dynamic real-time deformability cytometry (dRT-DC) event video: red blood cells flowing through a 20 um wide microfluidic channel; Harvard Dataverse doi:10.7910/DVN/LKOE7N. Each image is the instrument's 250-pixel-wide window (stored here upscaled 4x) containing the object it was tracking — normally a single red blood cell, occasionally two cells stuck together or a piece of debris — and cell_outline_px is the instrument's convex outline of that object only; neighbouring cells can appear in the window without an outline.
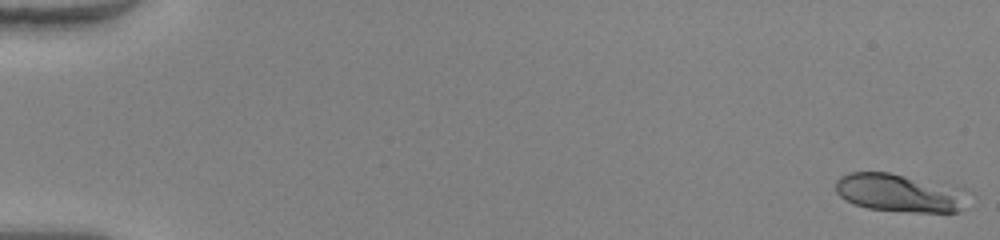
{"species": "human", "species_latin": "Homo sapiens", "temperature_condition": "warm", "stored_images_in_passage": 51, "camera_frame_rate_fps": 3000, "um_per_image_px": 0.085, "donor": {"sex": "female"}, "frame": {"image": 1, "passage_image": 1, "time_ms": 0.0, "image_size_px": [1000, 240], "cell_outline_px": [[964, 208], [960, 212], [912, 212], [868, 208], [844, 200], [836, 192], [836, 180], [840, 176], [848, 172], [888, 172], [964, 188]], "centroid_in_image_um": [76.43, 16.39], "position_along_channel_um": 8.6, "area_um2": 29.3}}
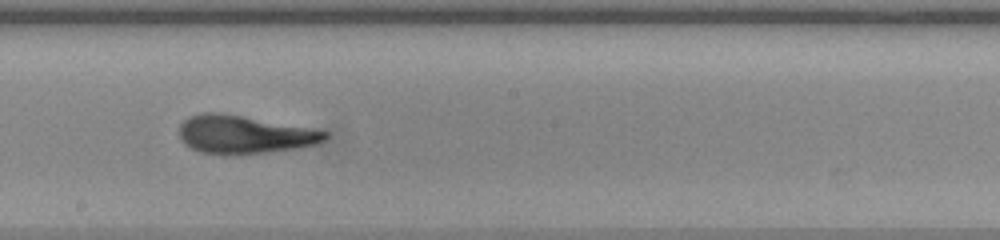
{"frame": {"image": 2, "passage_image": 30, "time_ms": 9.667, "image_size_px": [1000, 240], "cell_outline_px": [[328, 136], [324, 140], [316, 144], [296, 148], [268, 152], [224, 156], [200, 152], [184, 144], [180, 136], [180, 124], [188, 116], [200, 112], [220, 112], [308, 128], [328, 132]], "centroid_in_image_um": [20.69, 11.45], "position_along_channel_um": 227.5, "area_um2": 32.37}}
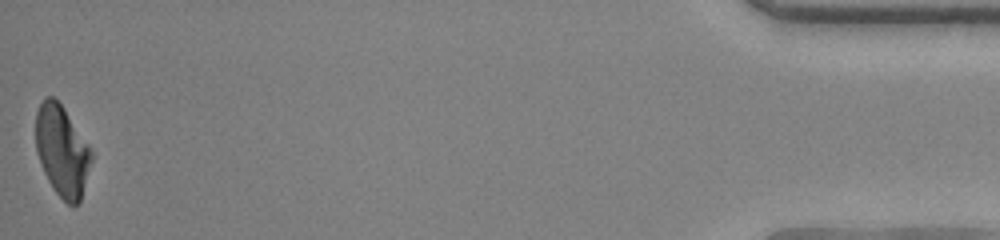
{"frame": {"image": 3, "passage_image": 51, "time_ms": 16.667, "image_size_px": [1000, 240], "cell_outline_px": [[92, 160], [80, 200], [76, 204], [68, 204], [52, 188], [44, 172], [36, 152], [36, 112], [44, 96], [52, 96], [64, 108], [88, 144], [92, 152]], "centroid_in_image_um": [5.26, 12.8], "position_along_channel_um": 429.9, "area_um2": 29.13}, "authors_computed_cell_mechanics": {"area_um2": 31.1542, "velocity_mm_per_s": 4.1223, "shape_relaxation_time_tau1_ms": 6.9435, "shape_relaxation_time_tau2_ms": 1.0862, "deformation_change_tau1": 0.2714, "deformation_change_tau2": 0.0667}}